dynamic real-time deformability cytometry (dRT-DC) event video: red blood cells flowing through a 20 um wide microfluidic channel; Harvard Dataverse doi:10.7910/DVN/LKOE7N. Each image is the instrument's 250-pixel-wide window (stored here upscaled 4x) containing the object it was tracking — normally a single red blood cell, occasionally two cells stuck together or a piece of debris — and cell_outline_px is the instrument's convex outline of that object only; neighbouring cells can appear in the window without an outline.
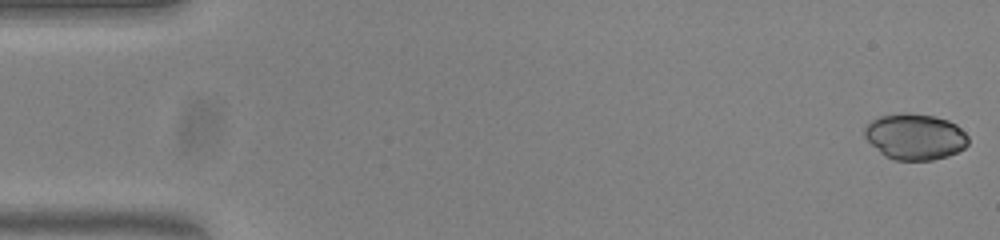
{"species": "common noctule bat (a hibernating species)", "species_latin": "Nyctalus noctula", "temperature_condition": "warm", "stored_images_in_passage": 53, "camera_frame_rate_fps": 3000, "um_per_image_px": 0.085, "animal": {"sex": "female", "body_mass_g": 23.0, "forearm_length_mm": 53.4}, "frame": {"image": 1, "passage_image": 1, "time_ms": 0.0, "image_size_px": [1000, 240], "cell_outline_px": [[968, 144], [964, 148], [948, 156], [932, 160], [896, 160], [884, 156], [864, 136], [864, 128], [872, 120], [880, 116], [900, 112], [908, 112], [932, 116], [948, 120], [956, 124], [968, 136]], "centroid_in_image_um": [77.78, 11.61], "position_along_channel_um": 7.2, "area_um2": 27.8}}
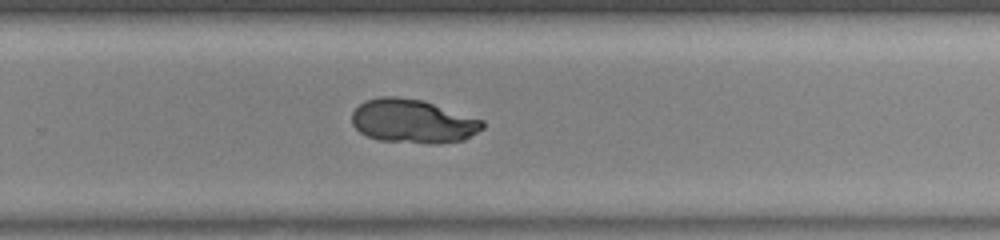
{"frame": {"image": 2, "passage_image": 35, "time_ms": 11.333, "image_size_px": [1000, 240], "cell_outline_px": [[484, 128], [464, 140], [436, 144], [428, 144], [380, 140], [368, 136], [360, 132], [352, 124], [352, 112], [364, 100], [380, 96], [396, 96], [424, 100], [484, 120]], "centroid_in_image_um": [35.11, 10.3], "position_along_channel_um": 294.7, "area_um2": 33.64}}
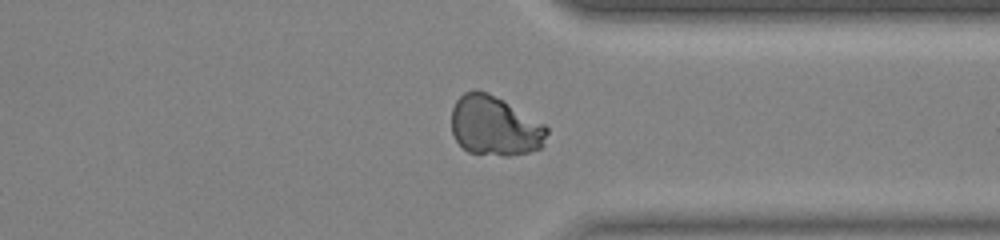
{"frame": {"image": 3, "passage_image": 41, "time_ms": 13.333, "image_size_px": [1000, 240], "cell_outline_px": [[548, 132], [544, 148], [528, 152], [508, 156], [504, 156], [468, 152], [456, 140], [452, 132], [452, 108], [456, 100], [464, 92], [476, 88], [488, 92], [544, 124], [548, 128]], "centroid_in_image_um": [42.06, 10.71], "position_along_channel_um": 369.3, "area_um2": 33.29}}